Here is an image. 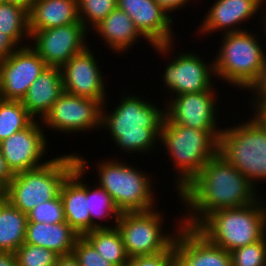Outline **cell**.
Masks as SVG:
<instances>
[{
    "label": "cell",
    "mask_w": 266,
    "mask_h": 266,
    "mask_svg": "<svg viewBox=\"0 0 266 266\" xmlns=\"http://www.w3.org/2000/svg\"><path fill=\"white\" fill-rule=\"evenodd\" d=\"M28 222L56 224L66 222L61 196L35 206L27 213Z\"/></svg>",
    "instance_id": "d6a6232c"
},
{
    "label": "cell",
    "mask_w": 266,
    "mask_h": 266,
    "mask_svg": "<svg viewBox=\"0 0 266 266\" xmlns=\"http://www.w3.org/2000/svg\"><path fill=\"white\" fill-rule=\"evenodd\" d=\"M80 235L67 223L28 222L25 242L54 251L57 255L72 253Z\"/></svg>",
    "instance_id": "603a6c76"
},
{
    "label": "cell",
    "mask_w": 266,
    "mask_h": 266,
    "mask_svg": "<svg viewBox=\"0 0 266 266\" xmlns=\"http://www.w3.org/2000/svg\"><path fill=\"white\" fill-rule=\"evenodd\" d=\"M19 46L6 34L0 32V61L7 59Z\"/></svg>",
    "instance_id": "74e56055"
},
{
    "label": "cell",
    "mask_w": 266,
    "mask_h": 266,
    "mask_svg": "<svg viewBox=\"0 0 266 266\" xmlns=\"http://www.w3.org/2000/svg\"><path fill=\"white\" fill-rule=\"evenodd\" d=\"M103 40L109 51L122 54L132 50L141 39H145L136 29L131 17L118 7L111 11L99 24L92 29ZM141 38V39H140ZM137 43V44H136Z\"/></svg>",
    "instance_id": "7402d4cb"
},
{
    "label": "cell",
    "mask_w": 266,
    "mask_h": 266,
    "mask_svg": "<svg viewBox=\"0 0 266 266\" xmlns=\"http://www.w3.org/2000/svg\"><path fill=\"white\" fill-rule=\"evenodd\" d=\"M89 185L90 184H87V198L88 211L91 216V231L98 228L116 227L121 212L115 205L112 197L98 184H95V187H90ZM103 220L104 222L107 220L106 223L103 224ZM110 220L113 225L108 224Z\"/></svg>",
    "instance_id": "4316f807"
},
{
    "label": "cell",
    "mask_w": 266,
    "mask_h": 266,
    "mask_svg": "<svg viewBox=\"0 0 266 266\" xmlns=\"http://www.w3.org/2000/svg\"><path fill=\"white\" fill-rule=\"evenodd\" d=\"M77 6L79 21L92 33V29L117 8V0H77Z\"/></svg>",
    "instance_id": "f546056e"
},
{
    "label": "cell",
    "mask_w": 266,
    "mask_h": 266,
    "mask_svg": "<svg viewBox=\"0 0 266 266\" xmlns=\"http://www.w3.org/2000/svg\"><path fill=\"white\" fill-rule=\"evenodd\" d=\"M18 266H55L59 255L54 251L24 243L14 252Z\"/></svg>",
    "instance_id": "4dcf8cb0"
},
{
    "label": "cell",
    "mask_w": 266,
    "mask_h": 266,
    "mask_svg": "<svg viewBox=\"0 0 266 266\" xmlns=\"http://www.w3.org/2000/svg\"><path fill=\"white\" fill-rule=\"evenodd\" d=\"M126 161L117 157L97 161V184L108 192L121 213L157 208L153 177Z\"/></svg>",
    "instance_id": "ba28073f"
},
{
    "label": "cell",
    "mask_w": 266,
    "mask_h": 266,
    "mask_svg": "<svg viewBox=\"0 0 266 266\" xmlns=\"http://www.w3.org/2000/svg\"><path fill=\"white\" fill-rule=\"evenodd\" d=\"M0 266H18L14 253L0 252Z\"/></svg>",
    "instance_id": "60d3db41"
},
{
    "label": "cell",
    "mask_w": 266,
    "mask_h": 266,
    "mask_svg": "<svg viewBox=\"0 0 266 266\" xmlns=\"http://www.w3.org/2000/svg\"><path fill=\"white\" fill-rule=\"evenodd\" d=\"M254 114L266 125V102Z\"/></svg>",
    "instance_id": "7bdbcfd3"
},
{
    "label": "cell",
    "mask_w": 266,
    "mask_h": 266,
    "mask_svg": "<svg viewBox=\"0 0 266 266\" xmlns=\"http://www.w3.org/2000/svg\"><path fill=\"white\" fill-rule=\"evenodd\" d=\"M63 93L61 69L47 67L31 84L21 103L34 120L42 121Z\"/></svg>",
    "instance_id": "44dd1931"
},
{
    "label": "cell",
    "mask_w": 266,
    "mask_h": 266,
    "mask_svg": "<svg viewBox=\"0 0 266 266\" xmlns=\"http://www.w3.org/2000/svg\"><path fill=\"white\" fill-rule=\"evenodd\" d=\"M237 168L217 153L178 194L183 225L196 228L210 213L251 205L262 196Z\"/></svg>",
    "instance_id": "6da1fadb"
},
{
    "label": "cell",
    "mask_w": 266,
    "mask_h": 266,
    "mask_svg": "<svg viewBox=\"0 0 266 266\" xmlns=\"http://www.w3.org/2000/svg\"><path fill=\"white\" fill-rule=\"evenodd\" d=\"M48 66L30 45L19 47L0 61V95L4 100L21 101L31 84Z\"/></svg>",
    "instance_id": "e0dca14e"
},
{
    "label": "cell",
    "mask_w": 266,
    "mask_h": 266,
    "mask_svg": "<svg viewBox=\"0 0 266 266\" xmlns=\"http://www.w3.org/2000/svg\"><path fill=\"white\" fill-rule=\"evenodd\" d=\"M28 15L29 31L79 22L77 0H35Z\"/></svg>",
    "instance_id": "cb8c5ba5"
},
{
    "label": "cell",
    "mask_w": 266,
    "mask_h": 266,
    "mask_svg": "<svg viewBox=\"0 0 266 266\" xmlns=\"http://www.w3.org/2000/svg\"><path fill=\"white\" fill-rule=\"evenodd\" d=\"M155 2L173 19L174 16L172 12L182 11L192 0H155ZM170 13V14H169ZM172 14V16H171Z\"/></svg>",
    "instance_id": "8d00e7d4"
},
{
    "label": "cell",
    "mask_w": 266,
    "mask_h": 266,
    "mask_svg": "<svg viewBox=\"0 0 266 266\" xmlns=\"http://www.w3.org/2000/svg\"><path fill=\"white\" fill-rule=\"evenodd\" d=\"M28 218L5 197L0 201V252L14 253L26 237Z\"/></svg>",
    "instance_id": "d4e9b609"
},
{
    "label": "cell",
    "mask_w": 266,
    "mask_h": 266,
    "mask_svg": "<svg viewBox=\"0 0 266 266\" xmlns=\"http://www.w3.org/2000/svg\"><path fill=\"white\" fill-rule=\"evenodd\" d=\"M101 118L102 104L99 101L64 92L41 122L44 129L64 135L101 130Z\"/></svg>",
    "instance_id": "4fadbf2b"
},
{
    "label": "cell",
    "mask_w": 266,
    "mask_h": 266,
    "mask_svg": "<svg viewBox=\"0 0 266 266\" xmlns=\"http://www.w3.org/2000/svg\"><path fill=\"white\" fill-rule=\"evenodd\" d=\"M72 253L80 266H115L105 260L83 236L77 239Z\"/></svg>",
    "instance_id": "836d02e7"
},
{
    "label": "cell",
    "mask_w": 266,
    "mask_h": 266,
    "mask_svg": "<svg viewBox=\"0 0 266 266\" xmlns=\"http://www.w3.org/2000/svg\"><path fill=\"white\" fill-rule=\"evenodd\" d=\"M0 32L8 35L19 47L29 45L28 10L20 5L0 0Z\"/></svg>",
    "instance_id": "83f0119b"
},
{
    "label": "cell",
    "mask_w": 266,
    "mask_h": 266,
    "mask_svg": "<svg viewBox=\"0 0 266 266\" xmlns=\"http://www.w3.org/2000/svg\"><path fill=\"white\" fill-rule=\"evenodd\" d=\"M76 153L78 165L66 178L60 190L66 222L80 235L91 231L85 176L93 165L83 155ZM90 168V169H89ZM87 171V172H86ZM86 173V174H85Z\"/></svg>",
    "instance_id": "d6986e66"
},
{
    "label": "cell",
    "mask_w": 266,
    "mask_h": 266,
    "mask_svg": "<svg viewBox=\"0 0 266 266\" xmlns=\"http://www.w3.org/2000/svg\"><path fill=\"white\" fill-rule=\"evenodd\" d=\"M251 115L244 122L222 129L218 153L258 189L261 181H266V125Z\"/></svg>",
    "instance_id": "8992f818"
},
{
    "label": "cell",
    "mask_w": 266,
    "mask_h": 266,
    "mask_svg": "<svg viewBox=\"0 0 266 266\" xmlns=\"http://www.w3.org/2000/svg\"><path fill=\"white\" fill-rule=\"evenodd\" d=\"M264 3L266 0H214L195 33L197 36L206 34L212 37L211 34L217 31L220 33L222 31L223 35L247 30L248 28H242L241 25L244 23L246 25L251 18L253 20L256 15L263 14L262 7L265 8L263 5H266Z\"/></svg>",
    "instance_id": "ac0fdd59"
},
{
    "label": "cell",
    "mask_w": 266,
    "mask_h": 266,
    "mask_svg": "<svg viewBox=\"0 0 266 266\" xmlns=\"http://www.w3.org/2000/svg\"><path fill=\"white\" fill-rule=\"evenodd\" d=\"M90 33L82 24L30 31L29 45L44 60L48 67L61 68L72 56L84 51ZM32 40V41H31Z\"/></svg>",
    "instance_id": "5bb4252c"
},
{
    "label": "cell",
    "mask_w": 266,
    "mask_h": 266,
    "mask_svg": "<svg viewBox=\"0 0 266 266\" xmlns=\"http://www.w3.org/2000/svg\"><path fill=\"white\" fill-rule=\"evenodd\" d=\"M171 266H182V265L179 263L177 259H175L173 263L171 264Z\"/></svg>",
    "instance_id": "bcb514c9"
},
{
    "label": "cell",
    "mask_w": 266,
    "mask_h": 266,
    "mask_svg": "<svg viewBox=\"0 0 266 266\" xmlns=\"http://www.w3.org/2000/svg\"><path fill=\"white\" fill-rule=\"evenodd\" d=\"M14 174L10 171L0 149V186L5 190L11 182Z\"/></svg>",
    "instance_id": "f35d334b"
},
{
    "label": "cell",
    "mask_w": 266,
    "mask_h": 266,
    "mask_svg": "<svg viewBox=\"0 0 266 266\" xmlns=\"http://www.w3.org/2000/svg\"><path fill=\"white\" fill-rule=\"evenodd\" d=\"M74 153L57 155L39 168L14 174L4 197L25 214L35 206L58 197L62 184L78 165Z\"/></svg>",
    "instance_id": "52a82bcc"
},
{
    "label": "cell",
    "mask_w": 266,
    "mask_h": 266,
    "mask_svg": "<svg viewBox=\"0 0 266 266\" xmlns=\"http://www.w3.org/2000/svg\"><path fill=\"white\" fill-rule=\"evenodd\" d=\"M3 1L20 5L29 11L32 8L35 0H3Z\"/></svg>",
    "instance_id": "b9f144b4"
},
{
    "label": "cell",
    "mask_w": 266,
    "mask_h": 266,
    "mask_svg": "<svg viewBox=\"0 0 266 266\" xmlns=\"http://www.w3.org/2000/svg\"><path fill=\"white\" fill-rule=\"evenodd\" d=\"M158 210L153 208L148 211L121 213L116 227L120 231L129 258L154 255L168 251L173 246L176 234L183 225L182 217L179 214L178 219L174 218V230L167 232L164 229V210Z\"/></svg>",
    "instance_id": "9c48e42d"
},
{
    "label": "cell",
    "mask_w": 266,
    "mask_h": 266,
    "mask_svg": "<svg viewBox=\"0 0 266 266\" xmlns=\"http://www.w3.org/2000/svg\"><path fill=\"white\" fill-rule=\"evenodd\" d=\"M257 34L247 29L220 35L222 43L213 57L216 79L241 91L250 88L266 61L265 48L258 37L261 34Z\"/></svg>",
    "instance_id": "5b68a950"
},
{
    "label": "cell",
    "mask_w": 266,
    "mask_h": 266,
    "mask_svg": "<svg viewBox=\"0 0 266 266\" xmlns=\"http://www.w3.org/2000/svg\"><path fill=\"white\" fill-rule=\"evenodd\" d=\"M55 266H80L73 253L58 256Z\"/></svg>",
    "instance_id": "ab89813d"
},
{
    "label": "cell",
    "mask_w": 266,
    "mask_h": 266,
    "mask_svg": "<svg viewBox=\"0 0 266 266\" xmlns=\"http://www.w3.org/2000/svg\"><path fill=\"white\" fill-rule=\"evenodd\" d=\"M232 266H266V235L259 241L230 252Z\"/></svg>",
    "instance_id": "1f68e13d"
},
{
    "label": "cell",
    "mask_w": 266,
    "mask_h": 266,
    "mask_svg": "<svg viewBox=\"0 0 266 266\" xmlns=\"http://www.w3.org/2000/svg\"><path fill=\"white\" fill-rule=\"evenodd\" d=\"M123 93L112 111L107 110L110 109L107 102L102 105L101 129L110 133L108 137L116 145L114 147H119L123 153L149 155L160 144L165 108L156 106L154 101L151 103L147 100L149 98L144 99L145 96L133 94V91L132 94L125 90Z\"/></svg>",
    "instance_id": "7a4b0ae2"
},
{
    "label": "cell",
    "mask_w": 266,
    "mask_h": 266,
    "mask_svg": "<svg viewBox=\"0 0 266 266\" xmlns=\"http://www.w3.org/2000/svg\"><path fill=\"white\" fill-rule=\"evenodd\" d=\"M251 97H248L253 113H255L266 102V61L256 81L247 90ZM251 98V99H250Z\"/></svg>",
    "instance_id": "d590c367"
},
{
    "label": "cell",
    "mask_w": 266,
    "mask_h": 266,
    "mask_svg": "<svg viewBox=\"0 0 266 266\" xmlns=\"http://www.w3.org/2000/svg\"><path fill=\"white\" fill-rule=\"evenodd\" d=\"M216 94L218 90L212 87L209 91L177 95L170 101L167 97L165 117L173 124L207 131L219 142L223 128L216 119L220 105Z\"/></svg>",
    "instance_id": "30bf717a"
},
{
    "label": "cell",
    "mask_w": 266,
    "mask_h": 266,
    "mask_svg": "<svg viewBox=\"0 0 266 266\" xmlns=\"http://www.w3.org/2000/svg\"><path fill=\"white\" fill-rule=\"evenodd\" d=\"M92 48L72 56L60 69L64 92L99 101L102 105L109 100L107 84L100 71V60ZM96 55V56H95ZM97 57V58H96ZM105 78V79H104Z\"/></svg>",
    "instance_id": "2e32d148"
},
{
    "label": "cell",
    "mask_w": 266,
    "mask_h": 266,
    "mask_svg": "<svg viewBox=\"0 0 266 266\" xmlns=\"http://www.w3.org/2000/svg\"><path fill=\"white\" fill-rule=\"evenodd\" d=\"M4 189L0 186V201L4 198Z\"/></svg>",
    "instance_id": "f6af8a7d"
},
{
    "label": "cell",
    "mask_w": 266,
    "mask_h": 266,
    "mask_svg": "<svg viewBox=\"0 0 266 266\" xmlns=\"http://www.w3.org/2000/svg\"><path fill=\"white\" fill-rule=\"evenodd\" d=\"M196 229L228 252L255 243L266 235V199L262 196L251 205L213 211Z\"/></svg>",
    "instance_id": "277c9868"
},
{
    "label": "cell",
    "mask_w": 266,
    "mask_h": 266,
    "mask_svg": "<svg viewBox=\"0 0 266 266\" xmlns=\"http://www.w3.org/2000/svg\"><path fill=\"white\" fill-rule=\"evenodd\" d=\"M159 143L175 170V192L179 194L198 175L205 164L218 153L219 142L207 131L176 125L166 117Z\"/></svg>",
    "instance_id": "3957f363"
},
{
    "label": "cell",
    "mask_w": 266,
    "mask_h": 266,
    "mask_svg": "<svg viewBox=\"0 0 266 266\" xmlns=\"http://www.w3.org/2000/svg\"><path fill=\"white\" fill-rule=\"evenodd\" d=\"M34 119L21 101H0V142L26 128Z\"/></svg>",
    "instance_id": "f1b7e54d"
},
{
    "label": "cell",
    "mask_w": 266,
    "mask_h": 266,
    "mask_svg": "<svg viewBox=\"0 0 266 266\" xmlns=\"http://www.w3.org/2000/svg\"><path fill=\"white\" fill-rule=\"evenodd\" d=\"M83 237L108 262L115 266H126L129 257L117 227L94 229Z\"/></svg>",
    "instance_id": "484cf974"
},
{
    "label": "cell",
    "mask_w": 266,
    "mask_h": 266,
    "mask_svg": "<svg viewBox=\"0 0 266 266\" xmlns=\"http://www.w3.org/2000/svg\"><path fill=\"white\" fill-rule=\"evenodd\" d=\"M42 126L41 121L33 120L26 128L0 142L2 154L13 174L39 168L50 161L44 160L50 146L45 133L48 131Z\"/></svg>",
    "instance_id": "9a60e30c"
},
{
    "label": "cell",
    "mask_w": 266,
    "mask_h": 266,
    "mask_svg": "<svg viewBox=\"0 0 266 266\" xmlns=\"http://www.w3.org/2000/svg\"><path fill=\"white\" fill-rule=\"evenodd\" d=\"M180 52L172 55L173 60H168L161 76L164 84L162 87L166 88L165 92L169 91V98L185 93L209 91L214 87V60L211 59L208 63L192 50Z\"/></svg>",
    "instance_id": "7c38bea8"
},
{
    "label": "cell",
    "mask_w": 266,
    "mask_h": 266,
    "mask_svg": "<svg viewBox=\"0 0 266 266\" xmlns=\"http://www.w3.org/2000/svg\"><path fill=\"white\" fill-rule=\"evenodd\" d=\"M173 246L182 266H232L230 252L211 243L196 228L182 225Z\"/></svg>",
    "instance_id": "ffe728a7"
},
{
    "label": "cell",
    "mask_w": 266,
    "mask_h": 266,
    "mask_svg": "<svg viewBox=\"0 0 266 266\" xmlns=\"http://www.w3.org/2000/svg\"><path fill=\"white\" fill-rule=\"evenodd\" d=\"M117 7L127 13L136 29L154 48L160 57H168L175 51V33L172 19L155 0H117Z\"/></svg>",
    "instance_id": "8fae6325"
},
{
    "label": "cell",
    "mask_w": 266,
    "mask_h": 266,
    "mask_svg": "<svg viewBox=\"0 0 266 266\" xmlns=\"http://www.w3.org/2000/svg\"><path fill=\"white\" fill-rule=\"evenodd\" d=\"M175 259V249L172 246L168 251L130 258L126 266H171Z\"/></svg>",
    "instance_id": "e575fe53"
},
{
    "label": "cell",
    "mask_w": 266,
    "mask_h": 266,
    "mask_svg": "<svg viewBox=\"0 0 266 266\" xmlns=\"http://www.w3.org/2000/svg\"><path fill=\"white\" fill-rule=\"evenodd\" d=\"M265 10H264V12H263V14L260 16L261 17V21H260V25L262 26V30H261V32H263L264 34V36L266 37V8H264Z\"/></svg>",
    "instance_id": "ee69618b"
}]
</instances>
